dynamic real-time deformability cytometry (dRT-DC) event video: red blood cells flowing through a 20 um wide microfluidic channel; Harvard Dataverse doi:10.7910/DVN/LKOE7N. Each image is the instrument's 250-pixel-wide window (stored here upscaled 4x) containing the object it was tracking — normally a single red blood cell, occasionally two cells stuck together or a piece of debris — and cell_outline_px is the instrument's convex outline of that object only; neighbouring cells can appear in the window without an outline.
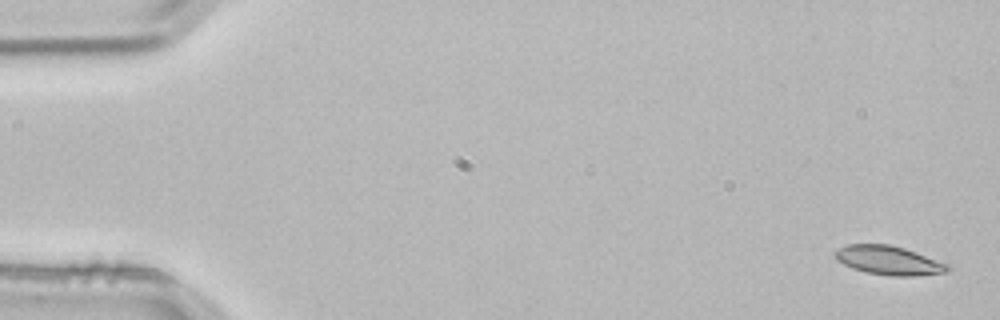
{"species": "common noctule bat (a hibernating species)", "species_latin": "Nyctalus noctula", "temperature_condition": "room temperature", "stored_images_in_passage": 4, "camera_frame_rate_fps": 3000, "um_per_image_px": 0.085, "animal": {"sex": "male", "body_mass_g": 21.5, "forearm_length_mm": 52.0}, "frame": {"image": 1, "passage_image": 1, "time_ms": 0.0, "image_size_px": [1000, 320], "cell_outline_px": [[952, 268], [948, 272], [912, 276], [892, 276], [864, 272], [852, 268], [836, 260], [832, 256], [832, 252], [836, 248], [848, 244], [888, 244], [904, 248], [916, 252], [948, 264]], "centroid_in_image_um": [75.49, 22.13], "position_along_channel_um": 9.5, "area_um2": 19.25}}
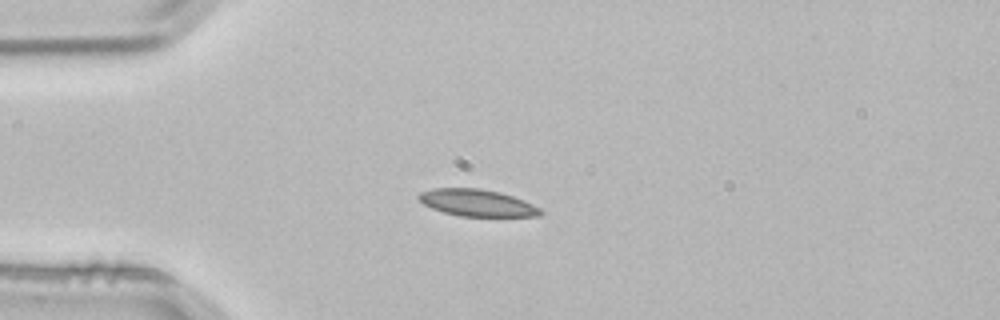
{"frame": {"image": 2, "passage_image": 3, "time_ms": 0.667, "image_size_px": [1000, 320], "cell_outline_px": [[544, 212], [540, 216], [460, 216], [444, 212], [432, 208], [424, 204], [416, 196], [420, 192], [432, 188], [480, 188], [500, 192], [524, 200], [540, 208]], "centroid_in_image_um": [40.55, 17.23], "position_along_channel_um": 44.4, "area_um2": 19.07}}
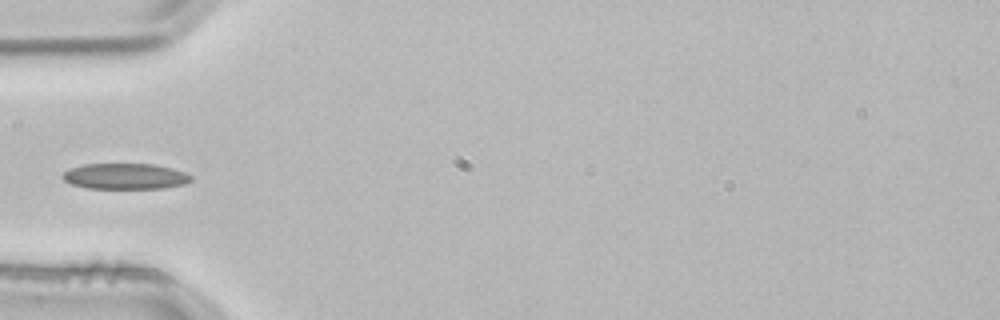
{"frame": {"image": 3, "passage_image": 4, "time_ms": 1.0, "image_size_px": [1000, 320], "cell_outline_px": [[192, 180], [184, 184], [164, 188], [88, 188], [72, 184], [64, 180], [60, 176], [68, 168], [84, 164], [152, 164], [172, 168], [184, 172], [192, 176]], "centroid_in_image_um": [10.62, 14.98], "position_along_channel_um": 74.4, "area_um2": 19.31}}